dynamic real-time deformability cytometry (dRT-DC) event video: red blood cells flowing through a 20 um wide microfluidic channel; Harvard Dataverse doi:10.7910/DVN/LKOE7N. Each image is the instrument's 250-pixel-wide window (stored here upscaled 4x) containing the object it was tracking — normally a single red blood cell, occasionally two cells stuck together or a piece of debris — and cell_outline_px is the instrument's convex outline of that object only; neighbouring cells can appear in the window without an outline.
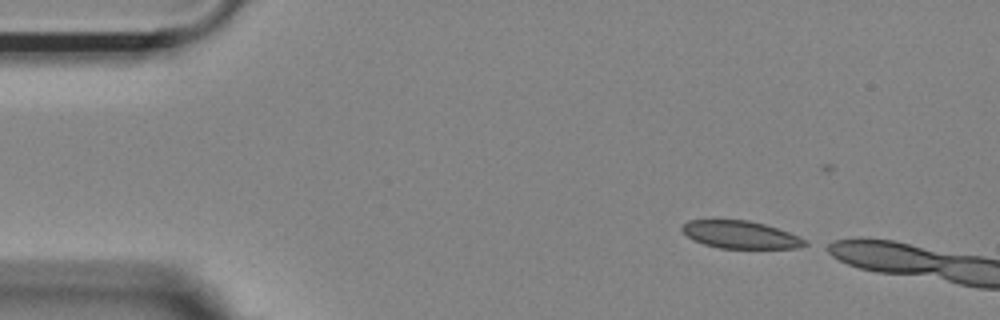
{"species": "Egyptian fruit bat (a non-hibernating species)", "species_latin": "Rousettus aegyptiacus", "temperature_condition": "room temperature", "stored_images_in_passage": 8, "camera_frame_rate_fps": 3000, "um_per_image_px": 0.085, "animal": {"sex": "female"}, "frame": {"image": 1, "passage_image": 5, "time_ms": 1.333, "image_size_px": [1000, 320], "cell_outline_px": [[808, 244], [796, 248], [720, 248], [704, 244], [692, 240], [680, 228], [688, 220], [748, 220], [764, 224], [788, 232], [808, 240]], "centroid_in_image_um": [62.94, 19.95], "position_along_channel_um": 22.1, "area_um2": 19.59}}